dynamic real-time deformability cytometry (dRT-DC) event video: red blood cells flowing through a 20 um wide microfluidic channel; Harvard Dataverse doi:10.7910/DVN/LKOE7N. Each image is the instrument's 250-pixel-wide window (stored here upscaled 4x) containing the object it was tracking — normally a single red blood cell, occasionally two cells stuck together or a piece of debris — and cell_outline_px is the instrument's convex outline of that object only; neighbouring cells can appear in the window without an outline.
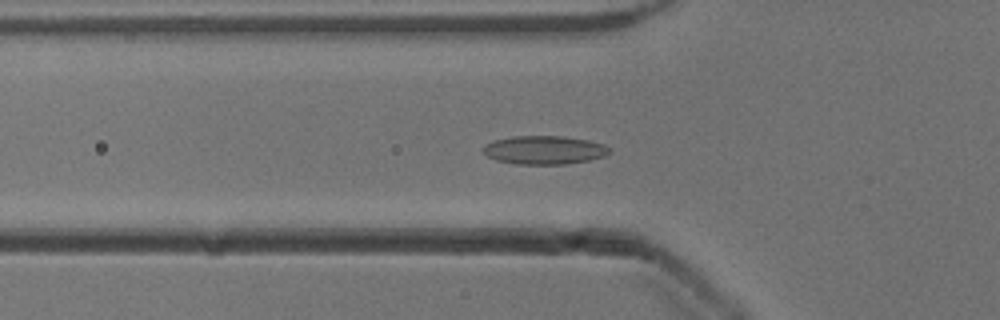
{"species": "common noctule bat (a hibernating species)", "species_latin": "Nyctalus noctula", "temperature_condition": "cold", "stored_images_in_passage": 53, "camera_frame_rate_fps": 3000, "um_per_image_px": 0.085, "animal": {"sex": "male", "body_mass_g": 13.3}, "frame": {"image": 1, "passage_image": 18, "time_ms": 5.667, "image_size_px": [1000, 320], "cell_outline_px": [[612, 152], [604, 156], [588, 160], [564, 164], [516, 164], [496, 160], [488, 156], [484, 152], [484, 148], [492, 140], [512, 136], [564, 136], [588, 140], [604, 144], [612, 148]], "centroid_in_image_um": [46.31, 12.74], "position_along_channel_um": 79.5, "area_um2": 20.98}}
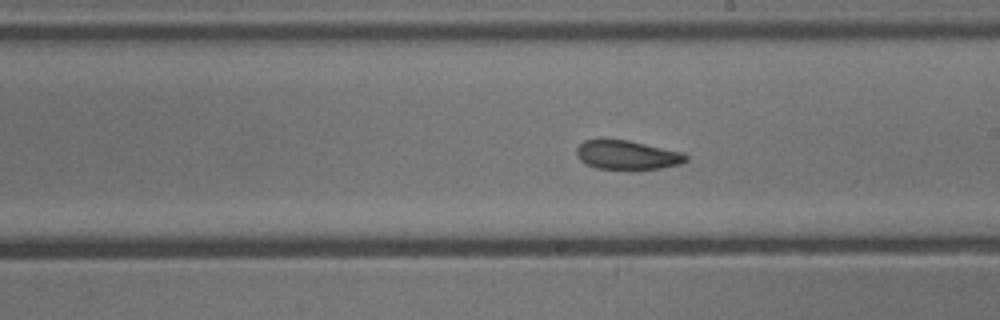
{"frame": {"image": 2, "passage_image": 30, "time_ms": 9.667, "image_size_px": [1000, 320], "cell_outline_px": [[688, 160], [680, 164], [660, 168], [596, 168], [580, 160], [576, 156], [576, 148], [584, 140], [628, 140], [684, 152], [688, 156]], "centroid_in_image_um": [53.33, 13.16], "position_along_channel_um": 235.7, "area_um2": 18.21}}
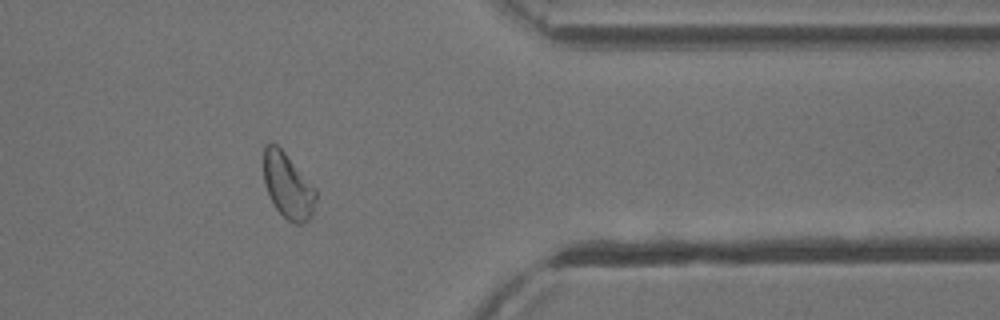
{"frame": {"image": 3, "passage_image": 43, "time_ms": 14.0, "image_size_px": [1000, 320], "cell_outline_px": [[316, 196], [312, 216], [304, 224], [296, 224], [288, 220], [276, 208], [268, 196], [264, 184], [264, 144], [272, 140], [284, 152], [316, 188]], "centroid_in_image_um": [24.46, 15.78], "position_along_channel_um": 386.9, "area_um2": 20.0}, "authors_computed_cell_mechanics": {"area_um2": 20.23, "velocity_mm_per_s": 3.8816, "shape_relaxation_time_tau1_ms": 7.8777, "shape_relaxation_time_tau2_ms": 3.6845, "deformation_change_tau1": 0.1193, "deformation_change_tau2": 0.0829}}